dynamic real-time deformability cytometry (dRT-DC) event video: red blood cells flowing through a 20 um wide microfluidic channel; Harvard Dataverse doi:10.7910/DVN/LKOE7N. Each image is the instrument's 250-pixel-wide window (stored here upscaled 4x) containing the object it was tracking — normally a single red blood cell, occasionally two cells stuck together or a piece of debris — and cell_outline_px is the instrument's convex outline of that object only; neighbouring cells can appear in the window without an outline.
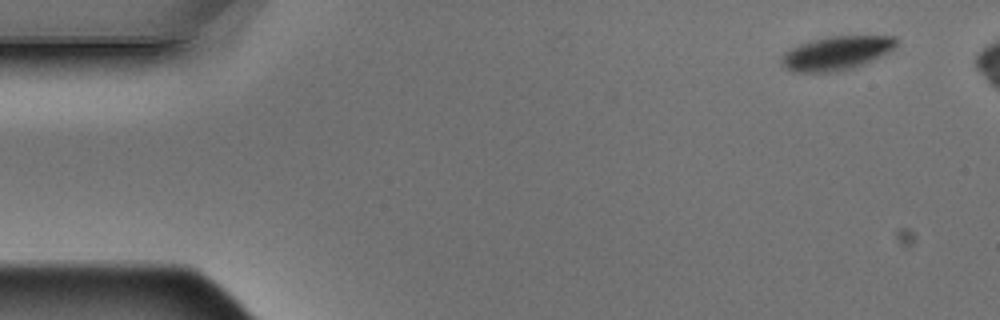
{"species": "Egyptian fruit bat (a non-hibernating species)", "species_latin": "Rousettus aegyptiacus", "temperature_condition": "warm", "stored_images_in_passage": 5, "camera_frame_rate_fps": 3000, "um_per_image_px": 0.085, "animal": {"sex": "male"}, "frame": {"image": 1, "passage_image": 1, "time_ms": 0.0, "image_size_px": [1000, 320], "cell_outline_px": [[900, 40], [892, 52], [852, 68], [836, 72], [792, 72], [784, 68], [780, 60], [780, 56], [788, 48], [812, 40], [828, 36], [896, 36]], "centroid_in_image_um": [71.1, 4.51], "position_along_channel_um": 13.9, "area_um2": 23.06}}